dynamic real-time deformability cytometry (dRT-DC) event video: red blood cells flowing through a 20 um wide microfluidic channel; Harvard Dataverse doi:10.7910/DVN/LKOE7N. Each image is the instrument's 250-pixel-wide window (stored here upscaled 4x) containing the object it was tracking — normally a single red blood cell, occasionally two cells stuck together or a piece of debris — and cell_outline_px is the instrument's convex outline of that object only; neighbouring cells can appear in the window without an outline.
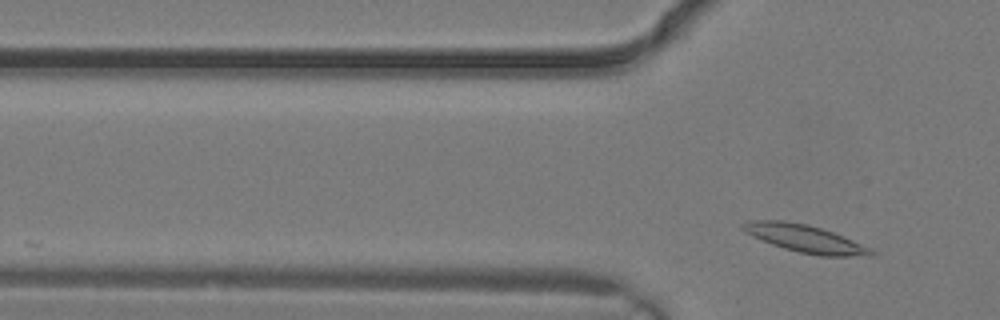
{"species": "common noctule bat (a hibernating species)", "species_latin": "Nyctalus noctula", "temperature_condition": "warm", "stored_images_in_passage": 3, "camera_frame_rate_fps": 3000, "um_per_image_px": 0.085, "animal": {"sex": "male", "body_mass_g": 19.2, "forearm_length_mm": 51.8}, "frame": {"image": 1, "passage_image": 3, "time_ms": 0.667, "image_size_px": [1000, 320], "cell_outline_px": [[876, 256], [820, 256], [800, 252], [784, 248], [772, 244], [752, 236], [744, 232], [740, 228], [740, 224], [748, 220], [784, 220], [808, 224], [844, 236], [876, 252]], "centroid_in_image_um": [68.38, 20.27], "position_along_channel_um": 57.4, "area_um2": 20.58}}